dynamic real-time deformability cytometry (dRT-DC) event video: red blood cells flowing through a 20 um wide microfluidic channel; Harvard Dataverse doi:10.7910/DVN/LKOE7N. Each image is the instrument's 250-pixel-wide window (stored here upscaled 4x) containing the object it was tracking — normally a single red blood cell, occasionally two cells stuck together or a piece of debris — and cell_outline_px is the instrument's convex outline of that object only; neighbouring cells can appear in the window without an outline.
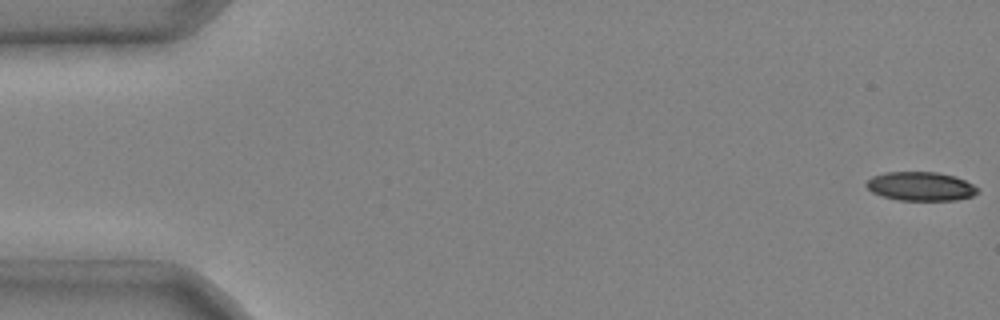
{"species": "common noctule bat (a hibernating species)", "species_latin": "Nyctalus noctula", "temperature_condition": "cold", "stored_images_in_passage": 6, "camera_frame_rate_fps": 3000, "um_per_image_px": 0.085, "animal": {"sex": "male", "body_mass_g": 20.4}, "frame": {"image": 1, "passage_image": 1, "time_ms": 0.0, "image_size_px": [1000, 320], "cell_outline_px": [[980, 188], [972, 196], [956, 200], [900, 200], [884, 196], [872, 192], [864, 184], [872, 176], [884, 172], [936, 172], [956, 176]], "centroid_in_image_um": [78.25, 15.83], "position_along_channel_um": 6.7, "area_um2": 18.67}}
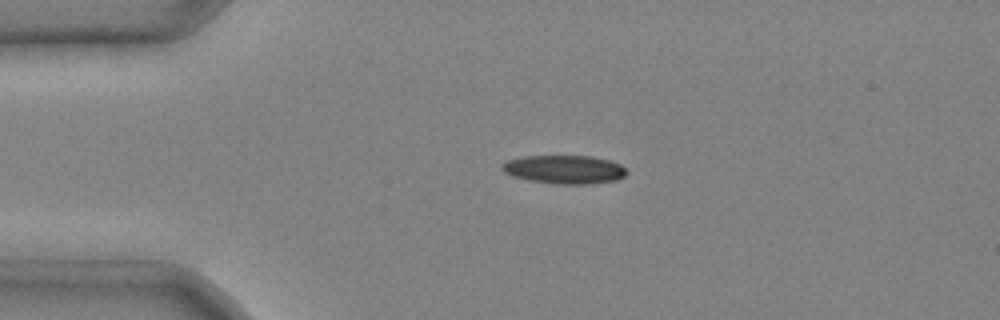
{"frame": {"image": 2, "passage_image": 4, "time_ms": 1.0, "image_size_px": [1000, 320], "cell_outline_px": [[628, 172], [624, 176], [616, 180], [588, 184], [552, 184], [528, 180], [512, 176], [504, 172], [500, 168], [500, 164], [508, 160], [524, 156], [592, 156], [608, 160], [620, 164]], "centroid_in_image_um": [47.94, 14.41], "position_along_channel_um": 37.1, "area_um2": 20.81}}
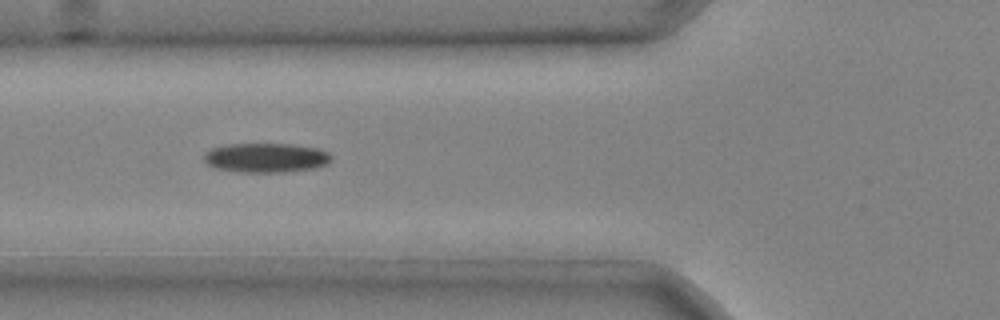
{"frame": {"image": 3, "passage_image": 6, "time_ms": 1.667, "image_size_px": [1000, 320], "cell_outline_px": [[332, 160], [328, 164], [316, 168], [284, 172], [240, 172], [216, 168], [208, 164], [204, 160], [204, 156], [212, 148], [228, 144], [292, 144], [316, 148], [328, 152], [332, 156]], "centroid_in_image_um": [22.66, 13.41], "position_along_channel_um": 103.1, "area_um2": 21.79}}